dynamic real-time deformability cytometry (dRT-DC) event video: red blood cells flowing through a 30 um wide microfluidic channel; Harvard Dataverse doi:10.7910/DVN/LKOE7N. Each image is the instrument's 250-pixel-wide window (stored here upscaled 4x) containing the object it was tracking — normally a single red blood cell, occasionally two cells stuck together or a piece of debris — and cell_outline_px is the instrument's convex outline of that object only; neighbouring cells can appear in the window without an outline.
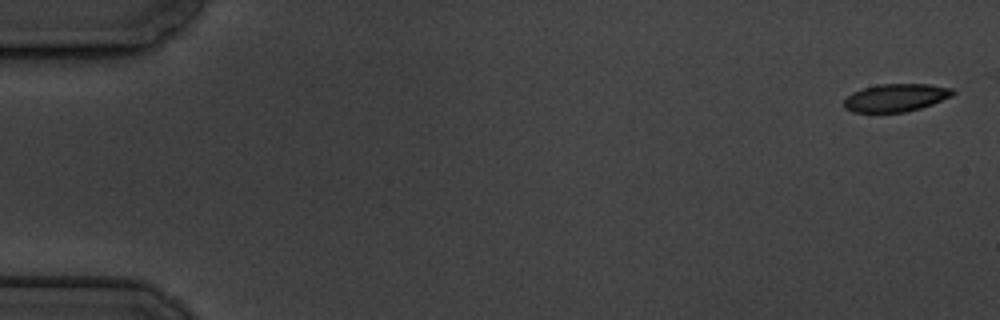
{"species": "common noctule bat (a hibernating species)", "species_latin": "Nyctalus noctula", "temperature_condition": "cold", "stored_images_in_passage": 8, "camera_frame_rate_fps": 3000, "um_per_image_px": 0.085, "animal": {"sex": "male", "body_mass_g": 19.5, "forearm_length_mm": 54.6}, "frame": {"image": 1, "passage_image": 1, "time_ms": 0.0, "image_size_px": [1000, 320], "cell_outline_px": [[956, 92], [952, 96], [932, 104], [920, 108], [904, 112], [852, 112], [844, 108], [844, 100], [852, 92], [864, 88], [880, 84], [928, 84], [952, 88]], "centroid_in_image_um": [76.15, 8.3], "position_along_channel_um": 8.9, "area_um2": 17.57}}